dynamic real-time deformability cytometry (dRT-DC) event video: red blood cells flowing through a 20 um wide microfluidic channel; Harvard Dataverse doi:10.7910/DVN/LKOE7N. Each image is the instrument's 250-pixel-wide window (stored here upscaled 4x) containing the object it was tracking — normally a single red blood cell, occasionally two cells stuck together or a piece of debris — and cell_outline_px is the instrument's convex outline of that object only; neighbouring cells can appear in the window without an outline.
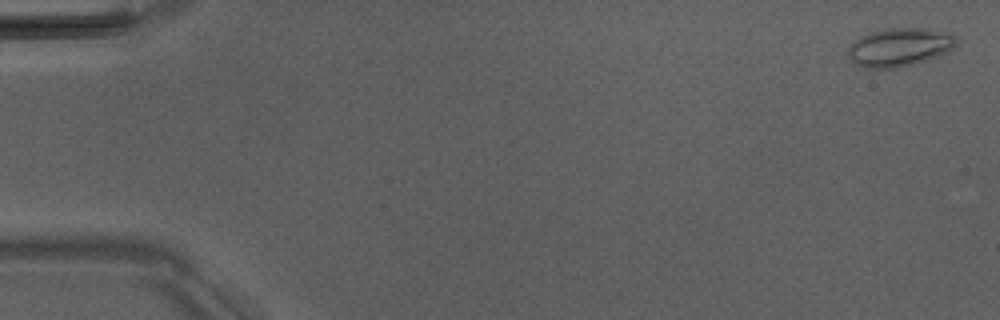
{"species": "Egyptian fruit bat (a non-hibernating species)", "species_latin": "Rousettus aegyptiacus", "temperature_condition": "room temperature", "stored_images_in_passage": 7, "camera_frame_rate_fps": 3000, "um_per_image_px": 0.085, "animal": {"sex": "male"}, "frame": {"image": 1, "passage_image": 1, "time_ms": 0.0, "image_size_px": [1000, 320], "cell_outline_px": [[956, 44], [952, 48], [936, 56], [916, 64], [896, 68], [864, 68], [856, 64], [848, 56], [848, 48], [856, 40], [872, 32], [888, 28], [928, 28], [952, 32], [956, 36]], "centroid_in_image_um": [76.49, 4.0], "position_along_channel_um": 8.5, "area_um2": 24.1}}